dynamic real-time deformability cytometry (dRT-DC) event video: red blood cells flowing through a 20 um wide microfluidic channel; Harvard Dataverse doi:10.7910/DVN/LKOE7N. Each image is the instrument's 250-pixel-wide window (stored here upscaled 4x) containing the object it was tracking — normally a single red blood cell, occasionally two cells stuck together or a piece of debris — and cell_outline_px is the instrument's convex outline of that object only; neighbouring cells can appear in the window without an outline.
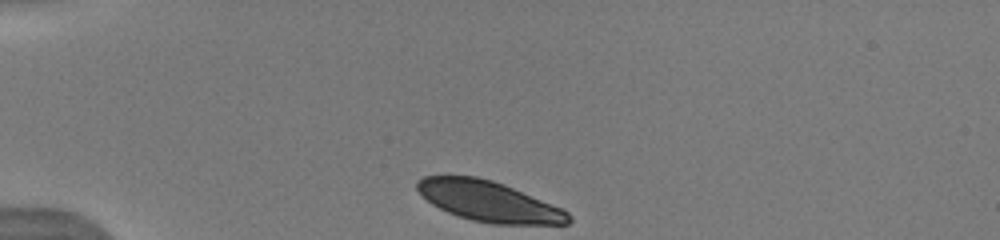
{"species": "human", "species_latin": "Homo sapiens", "temperature_condition": "warm", "stored_images_in_passage": 6, "camera_frame_rate_fps": 3000, "um_per_image_px": 0.085, "donor": {"sex": "male"}, "frame": {"image": 1, "passage_image": 1, "time_ms": 0.0, "image_size_px": [1000, 240], "cell_outline_px": [[572, 220], [568, 224], [492, 224], [472, 220], [448, 212], [432, 204], [416, 188], [416, 180], [424, 176], [476, 176], [492, 180], [504, 184], [564, 208], [572, 216]], "centroid_in_image_um": [41.6, 17.11], "position_along_channel_um": 43.4, "area_um2": 35.66}}